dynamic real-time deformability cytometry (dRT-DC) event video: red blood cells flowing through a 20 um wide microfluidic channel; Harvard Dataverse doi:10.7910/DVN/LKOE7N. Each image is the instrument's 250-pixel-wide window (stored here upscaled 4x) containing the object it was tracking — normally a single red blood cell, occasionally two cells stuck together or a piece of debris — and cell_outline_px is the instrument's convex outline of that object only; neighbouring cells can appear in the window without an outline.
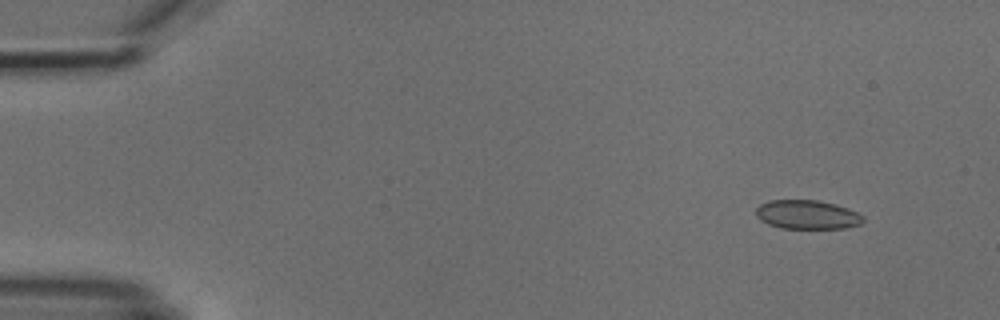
{"species": "common noctule bat (a hibernating species)", "species_latin": "Nyctalus noctula", "temperature_condition": "cold", "stored_images_in_passage": 5, "camera_frame_rate_fps": 3000, "um_per_image_px": 0.085, "animal": {"sex": "male", "body_mass_g": 18.8}, "frame": {"image": 1, "passage_image": 2, "time_ms": 1.333, "image_size_px": [1000, 320], "cell_outline_px": [[864, 220], [860, 224], [844, 228], [780, 228], [768, 224], [760, 220], [756, 216], [756, 208], [760, 204], [768, 200], [816, 200], [836, 204], [848, 208], [864, 216]], "centroid_in_image_um": [68.59, 18.24], "position_along_channel_um": 16.4, "area_um2": 18.15}}
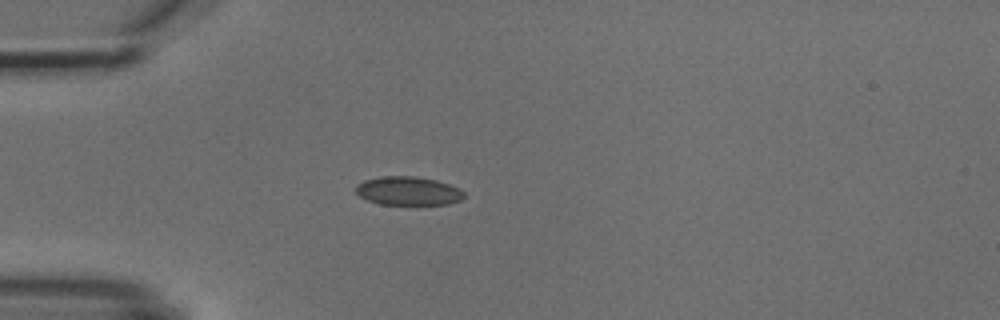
{"frame": {"image": 2, "passage_image": 5, "time_ms": 4.667, "image_size_px": [1000, 320], "cell_outline_px": [[464, 196], [460, 200], [448, 204], [380, 204], [368, 200], [360, 196], [356, 192], [356, 184], [364, 180], [384, 176], [416, 176], [436, 180], [460, 188], [464, 192]], "centroid_in_image_um": [34.7, 16.22], "position_along_channel_um": 50.3, "area_um2": 17.98}}